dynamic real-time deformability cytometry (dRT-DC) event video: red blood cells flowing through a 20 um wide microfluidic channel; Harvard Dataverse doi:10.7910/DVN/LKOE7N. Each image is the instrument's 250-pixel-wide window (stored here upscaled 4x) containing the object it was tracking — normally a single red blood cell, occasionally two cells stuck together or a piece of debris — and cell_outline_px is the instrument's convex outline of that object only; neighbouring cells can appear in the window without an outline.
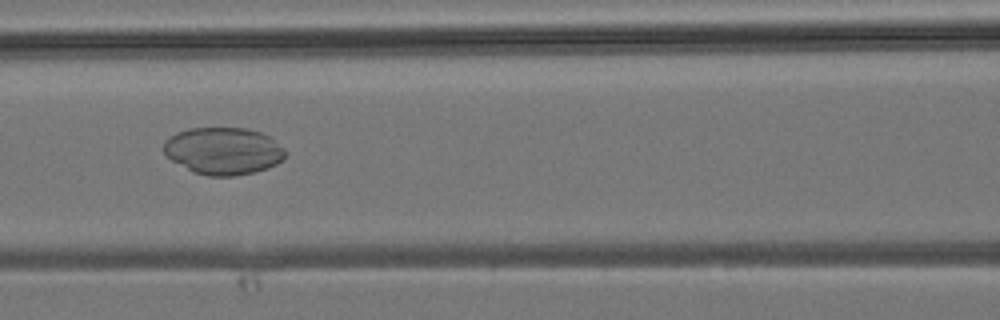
{"species": "common noctule bat (a hibernating species)", "species_latin": "Nyctalus noctula", "temperature_condition": "room temperature", "stored_images_in_passage": 43, "camera_frame_rate_fps": 3000, "um_per_image_px": 0.085, "animal": {"sex": "male", "body_mass_g": 19.2, "forearm_length_mm": 51.8}, "frame": {"image": 1, "passage_image": 19, "time_ms": 6.0, "image_size_px": [1000, 320], "cell_outline_px": [[284, 160], [268, 168], [256, 172], [232, 176], [208, 176], [192, 172], [172, 160], [164, 152], [164, 140], [176, 132], [188, 128], [248, 128], [260, 132], [268, 136], [284, 148]], "centroid_in_image_um": [18.97, 12.83], "position_along_channel_um": 147.6, "area_um2": 33.52}}
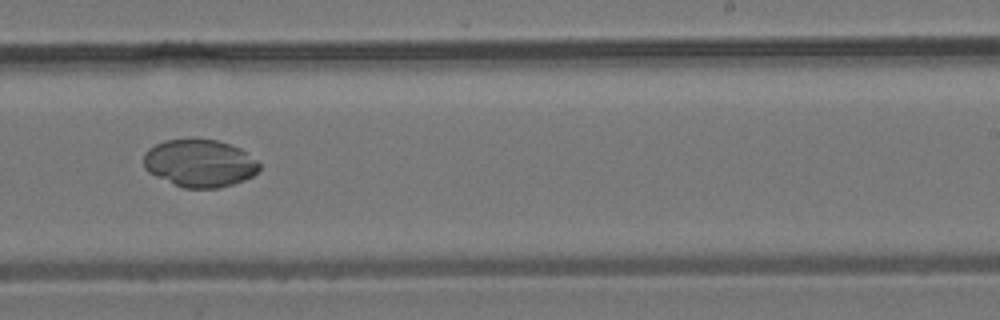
{"frame": {"image": 2, "passage_image": 27, "time_ms": 8.667, "image_size_px": [1000, 320], "cell_outline_px": [[260, 168], [252, 176], [244, 180], [220, 188], [184, 188], [156, 176], [148, 172], [144, 168], [144, 152], [148, 148], [164, 140], [216, 140], [240, 148], [256, 160], [260, 164]], "centroid_in_image_um": [16.96, 13.88], "position_along_channel_um": 272.0, "area_um2": 31.79}}
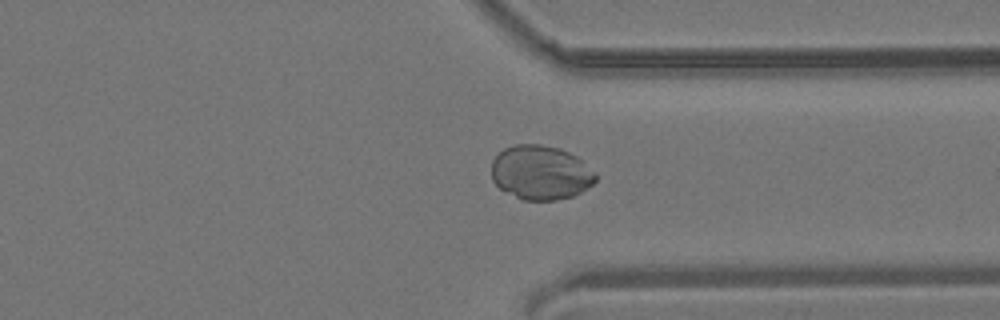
{"frame": {"image": 3, "passage_image": 33, "time_ms": 10.667, "image_size_px": [1000, 320], "cell_outline_px": [[596, 180], [592, 184], [580, 192], [572, 196], [556, 200], [524, 200], [500, 188], [492, 180], [492, 160], [504, 148], [516, 144], [540, 144], [560, 148], [576, 156], [596, 172]], "centroid_in_image_um": [45.96, 14.65], "position_along_channel_um": 365.4, "area_um2": 32.83}}